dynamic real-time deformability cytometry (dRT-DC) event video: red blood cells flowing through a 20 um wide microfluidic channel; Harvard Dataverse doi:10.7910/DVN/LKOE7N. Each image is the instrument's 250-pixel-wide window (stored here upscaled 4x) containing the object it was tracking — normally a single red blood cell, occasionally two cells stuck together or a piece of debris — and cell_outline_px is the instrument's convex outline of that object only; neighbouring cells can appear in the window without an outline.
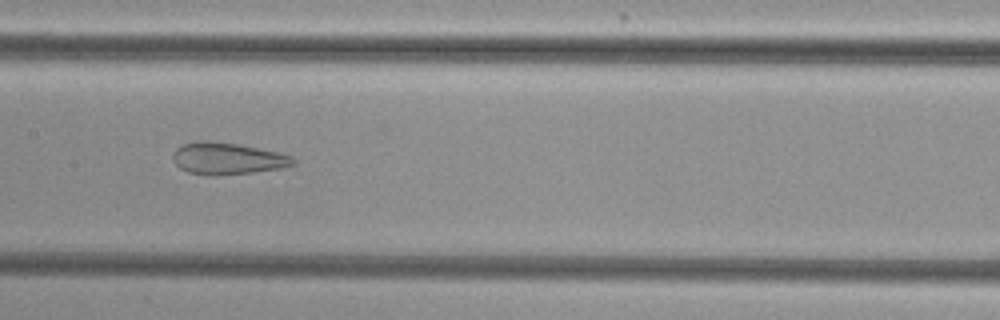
{"species": "common noctule bat (a hibernating species)", "species_latin": "Nyctalus noctula", "temperature_condition": "cold", "stored_images_in_passage": 48, "camera_frame_rate_fps": 3000, "um_per_image_px": 0.085, "animal": {"sex": "female", "body_mass_g": 29.2, "forearm_length_mm": 56.3}, "frame": {"image": 1, "passage_image": 26, "time_ms": 8.333, "image_size_px": [1000, 320], "cell_outline_px": [[296, 164], [280, 168], [252, 172], [216, 176], [188, 172], [180, 168], [172, 160], [172, 156], [176, 148], [184, 144], [196, 140], [208, 140], [236, 144], [276, 152], [292, 156], [296, 160]], "centroid_in_image_um": [19.3, 13.47], "position_along_channel_um": 188.1, "area_um2": 22.2}}
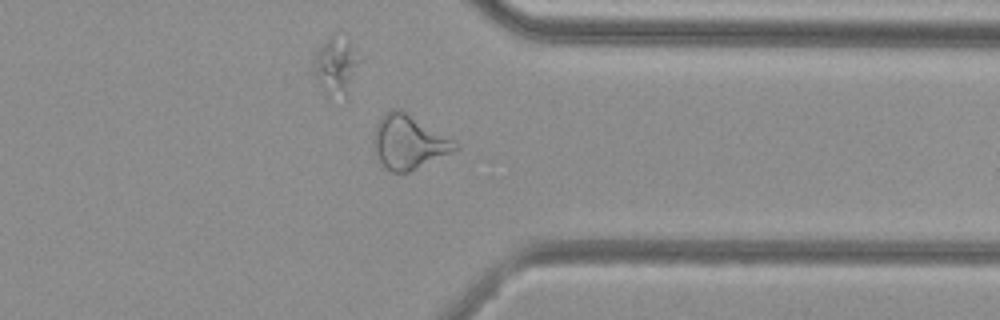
{"frame": {"image": 2, "passage_image": 41, "time_ms": 13.333, "image_size_px": [1000, 320], "cell_outline_px": [[460, 148], [408, 172], [392, 172], [384, 168], [372, 144], [372, 140], [376, 124], [392, 108], [400, 108], [452, 140]], "centroid_in_image_um": [34.69, 12.08], "position_along_channel_um": 376.7, "area_um2": 24.97}}
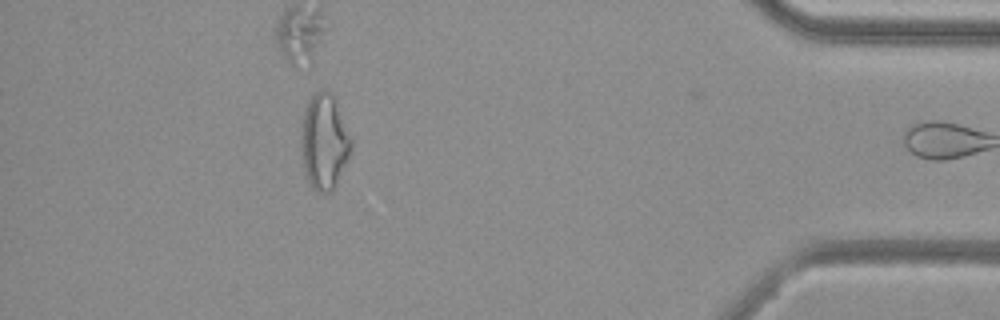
{"frame": {"image": 3, "passage_image": 47, "time_ms": 15.333, "image_size_px": [1000, 320], "cell_outline_px": [[352, 148], [336, 184], [332, 192], [316, 192], [312, 188], [304, 176], [300, 148], [300, 140], [304, 108], [308, 100], [320, 88], [328, 88], [332, 92], [352, 140]], "centroid_in_image_um": [27.52, 12.03], "position_along_channel_um": 407.7, "area_um2": 28.32}, "authors_computed_cell_mechanics": {"area_um2": 26.5013, "velocity_mm_per_s": 3.8401, "shape_relaxation_time_tau1_ms": null, "shape_relaxation_time_tau2_ms": 1.679, "deformation_change_tau1": null, "deformation_change_tau2": 0.1074}}